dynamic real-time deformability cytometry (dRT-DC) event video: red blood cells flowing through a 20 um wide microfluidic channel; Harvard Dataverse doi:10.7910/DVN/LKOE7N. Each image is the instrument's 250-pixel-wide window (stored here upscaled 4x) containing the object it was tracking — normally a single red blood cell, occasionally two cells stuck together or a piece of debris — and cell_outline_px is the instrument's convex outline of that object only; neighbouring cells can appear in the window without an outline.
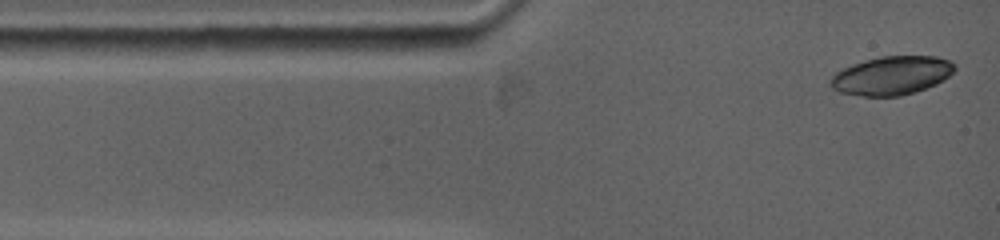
{"species": "common noctule bat (a hibernating species)", "species_latin": "Nyctalus noctula", "temperature_condition": "warm", "stored_images_in_passage": 3, "camera_frame_rate_fps": 5000, "um_per_image_px": 0.085, "animal": {"sex": "female", "body_mass_g": 19.0, "forearm_length_mm": 53.3}, "frame": {"image": 1, "passage_image": 1, "time_ms": 0.0, "image_size_px": [1000, 240], "cell_outline_px": [[956, 68], [948, 76], [936, 84], [900, 96], [864, 96], [840, 92], [832, 88], [832, 76], [836, 72], [852, 64], [864, 60], [880, 56], [936, 56], [952, 60]], "centroid_in_image_um": [75.81, 6.4], "position_along_channel_um": 9.2, "area_um2": 27.69}}